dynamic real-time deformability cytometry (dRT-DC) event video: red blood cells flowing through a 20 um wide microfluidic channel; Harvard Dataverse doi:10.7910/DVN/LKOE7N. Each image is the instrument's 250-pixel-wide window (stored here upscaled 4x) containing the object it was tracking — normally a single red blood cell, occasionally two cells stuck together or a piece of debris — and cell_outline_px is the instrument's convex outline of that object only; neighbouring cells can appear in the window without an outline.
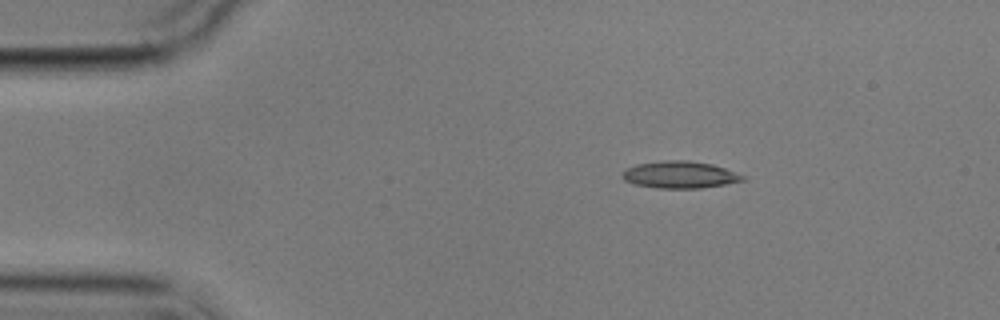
{"species": "common noctule bat (a hibernating species)", "species_latin": "Nyctalus noctula", "temperature_condition": "cold", "stored_images_in_passage": 3, "camera_frame_rate_fps": 3000, "um_per_image_px": 0.085, "animal": {"sex": "male", "body_mass_g": 17.9}, "frame": {"image": 1, "passage_image": 1, "time_ms": 0.0, "image_size_px": [1000, 320], "cell_outline_px": [[744, 180], [724, 184], [700, 188], [656, 188], [636, 184], [624, 180], [620, 176], [628, 168], [636, 164], [664, 160], [688, 160], [712, 164], [724, 168], [744, 176]], "centroid_in_image_um": [57.75, 14.84], "position_along_channel_um": 27.2, "area_um2": 18.73}}